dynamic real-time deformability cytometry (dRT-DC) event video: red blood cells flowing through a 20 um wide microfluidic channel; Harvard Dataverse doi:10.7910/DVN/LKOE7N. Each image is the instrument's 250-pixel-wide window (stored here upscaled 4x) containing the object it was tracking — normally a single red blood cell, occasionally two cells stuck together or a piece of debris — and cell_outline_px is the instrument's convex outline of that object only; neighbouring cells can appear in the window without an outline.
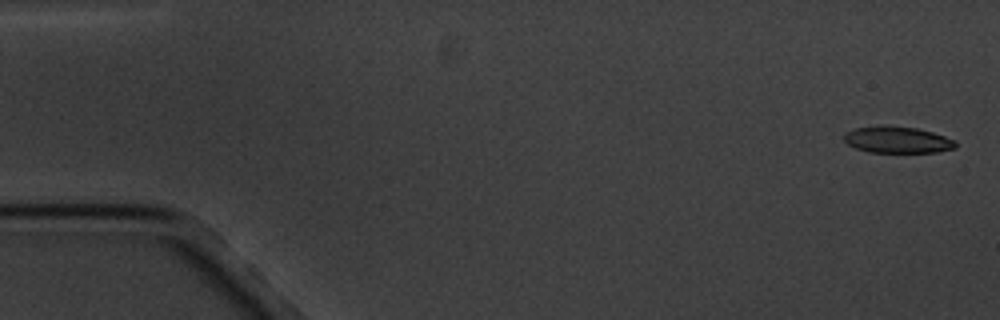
{"species": "common noctule bat (a hibernating species)", "species_latin": "Nyctalus noctula", "temperature_condition": "cold", "stored_images_in_passage": 10, "camera_frame_rate_fps": 3000, "um_per_image_px": 0.085, "animal": {"sex": "male", "body_mass_g": 20.1, "forearm_length_mm": 53.5}, "frame": {"image": 1, "passage_image": 1, "time_ms": 0.0, "image_size_px": [1000, 320], "cell_outline_px": [[956, 148], [936, 152], [868, 152], [856, 148], [848, 144], [844, 140], [844, 132], [856, 128], [916, 128], [932, 132], [956, 140]], "centroid_in_image_um": [76.32, 11.93], "position_along_channel_um": 8.7, "area_um2": 16.53}}
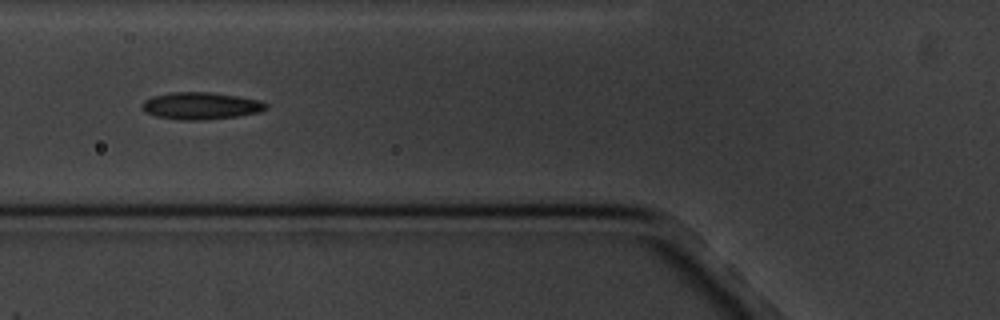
{"frame": {"image": 2, "passage_image": 7, "time_ms": 6.667, "image_size_px": [1000, 320], "cell_outline_px": [[268, 108], [260, 112], [236, 116], [200, 120], [180, 120], [156, 116], [144, 112], [140, 108], [140, 104], [144, 100], [152, 96], [172, 92], [208, 92], [236, 96], [260, 100], [268, 104]], "centroid_in_image_um": [17.03, 8.99], "position_along_channel_um": 108.8, "area_um2": 19.65}}
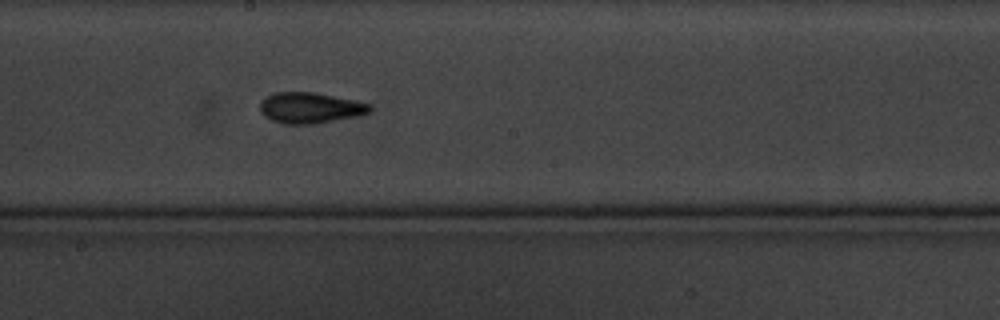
{"frame": {"image": 3, "passage_image": 10, "time_ms": 10.0, "image_size_px": [1000, 320], "cell_outline_px": [[372, 108], [368, 112], [356, 116], [316, 124], [284, 124], [272, 120], [264, 116], [260, 112], [260, 100], [272, 92], [316, 92], [356, 100], [372, 104]], "centroid_in_image_um": [26.34, 9.15], "position_along_channel_um": 221.9, "area_um2": 20.0}}